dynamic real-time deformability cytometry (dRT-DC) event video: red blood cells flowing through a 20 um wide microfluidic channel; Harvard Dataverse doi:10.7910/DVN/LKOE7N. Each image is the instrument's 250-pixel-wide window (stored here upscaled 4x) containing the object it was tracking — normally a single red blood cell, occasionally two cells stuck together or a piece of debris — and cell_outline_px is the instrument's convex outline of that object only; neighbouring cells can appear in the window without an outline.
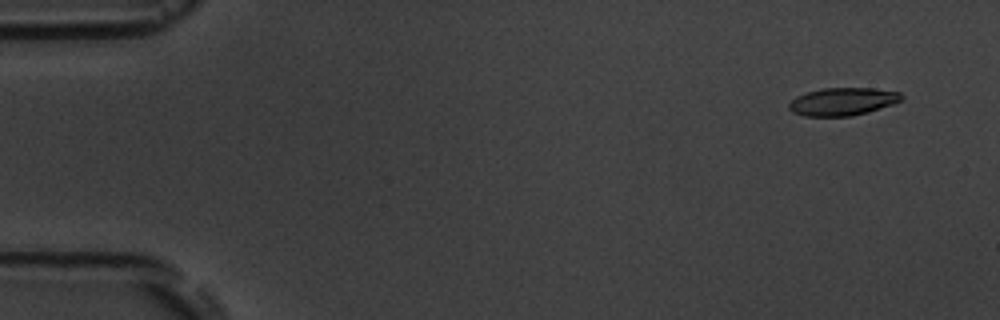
{"species": "common noctule bat (a hibernating species)", "species_latin": "Nyctalus noctula", "temperature_condition": "room temperature", "stored_images_in_passage": 5, "camera_frame_rate_fps": 3000, "um_per_image_px": 0.085, "animal": {"sex": "male", "body_mass_g": 19.5, "forearm_length_mm": 54.6}, "frame": {"image": 1, "passage_image": 1, "time_ms": 0.0, "image_size_px": [1000, 320], "cell_outline_px": [[904, 100], [868, 112], [852, 116], [804, 116], [792, 112], [788, 108], [788, 104], [796, 96], [808, 92], [824, 88], [872, 88], [900, 92], [904, 96]], "centroid_in_image_um": [71.64, 8.63], "position_along_channel_um": 13.4, "area_um2": 18.26}}
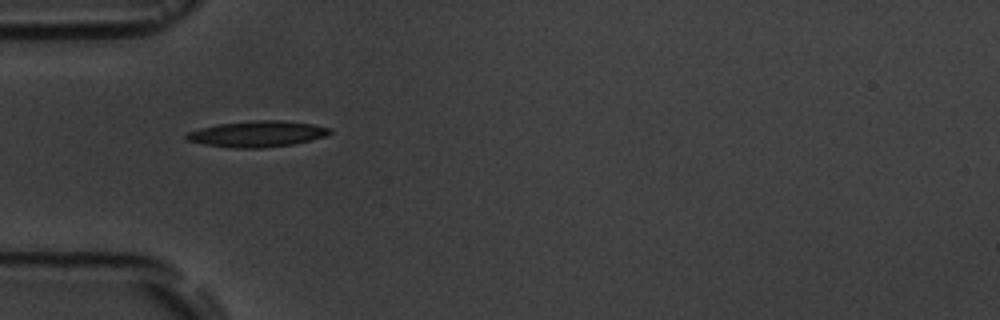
{"frame": {"image": 2, "passage_image": 5, "time_ms": 4.667, "image_size_px": [1000, 320], "cell_outline_px": [[332, 132], [324, 136], [292, 144], [264, 148], [236, 148], [204, 144], [184, 140], [184, 136], [188, 132], [200, 128], [220, 124], [256, 120], [280, 120], [312, 124], [332, 128]], "centroid_in_image_um": [21.84, 11.38], "position_along_channel_um": 63.2, "area_um2": 21.56}}